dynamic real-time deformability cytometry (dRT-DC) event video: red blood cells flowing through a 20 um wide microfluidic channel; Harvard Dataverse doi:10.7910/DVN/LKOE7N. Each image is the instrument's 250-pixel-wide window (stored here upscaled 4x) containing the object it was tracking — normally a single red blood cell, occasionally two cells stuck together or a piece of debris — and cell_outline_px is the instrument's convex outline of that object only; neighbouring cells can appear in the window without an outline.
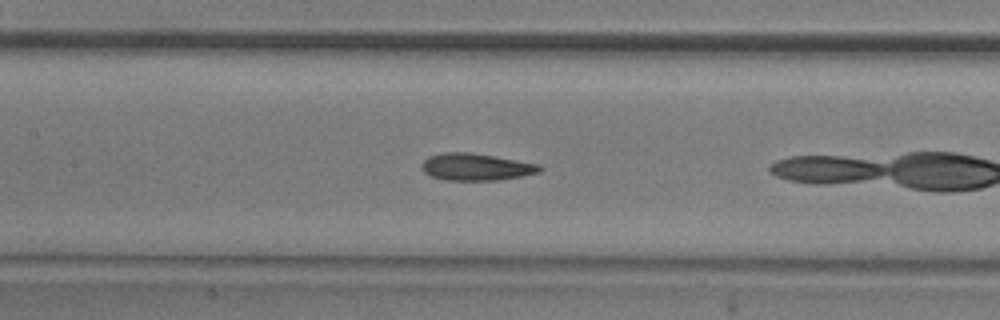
{"species": "common noctule bat (a hibernating species)", "species_latin": "Nyctalus noctula", "temperature_condition": "room temperature", "stored_images_in_passage": 23, "camera_frame_rate_fps": 3000, "um_per_image_px": 0.085, "animal": {"sex": "male", "body_mass_g": 20.5, "forearm_length_mm": 52.5}, "frame": {"image": 1, "passage_image": 8, "time_ms": 2.333, "image_size_px": [1000, 320], "cell_outline_px": [[544, 168], [540, 172], [524, 176], [496, 180], [444, 180], [432, 176], [424, 172], [420, 164], [428, 156], [444, 152], [472, 152], [496, 156], [540, 164]], "centroid_in_image_um": [40.49, 14.18], "position_along_channel_um": 166.9, "area_um2": 18.84}}
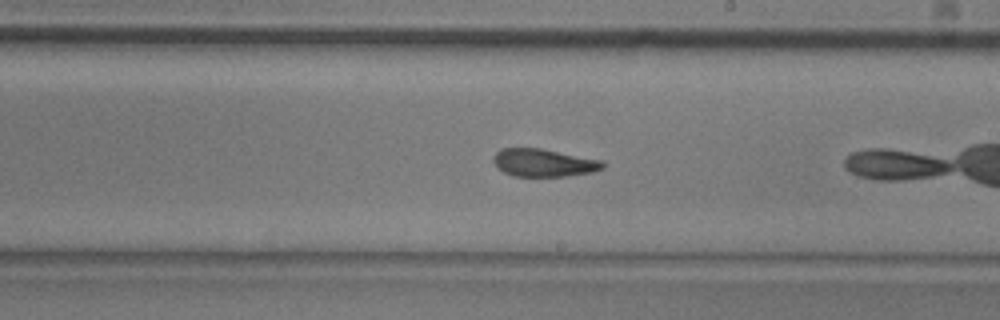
{"frame": {"image": 2, "passage_image": 14, "time_ms": 4.333, "image_size_px": [1000, 320], "cell_outline_px": [[604, 168], [592, 172], [568, 176], [516, 176], [504, 172], [492, 160], [496, 152], [500, 148], [540, 148], [604, 160]], "centroid_in_image_um": [46.25, 13.82], "position_along_channel_um": 242.7, "area_um2": 17.69}}
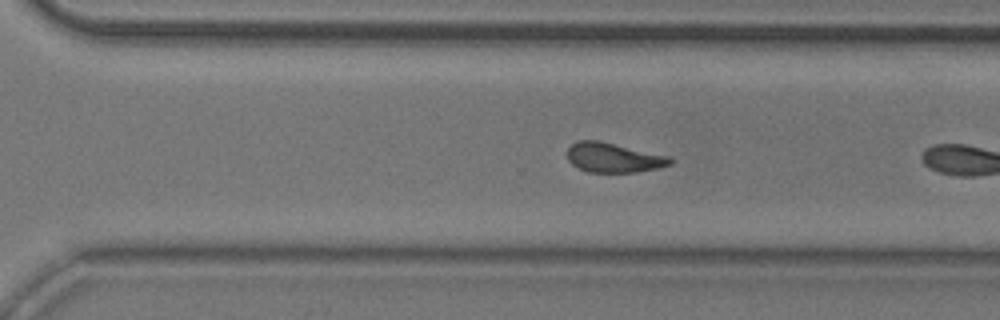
{"frame": {"image": 3, "passage_image": 20, "time_ms": 6.333, "image_size_px": [1000, 320], "cell_outline_px": [[672, 164], [656, 168], [636, 172], [588, 172], [572, 164], [568, 160], [568, 148], [576, 140], [600, 140], [668, 156], [672, 160]], "centroid_in_image_um": [52.12, 13.39], "position_along_channel_um": 318.5, "area_um2": 17.63}}